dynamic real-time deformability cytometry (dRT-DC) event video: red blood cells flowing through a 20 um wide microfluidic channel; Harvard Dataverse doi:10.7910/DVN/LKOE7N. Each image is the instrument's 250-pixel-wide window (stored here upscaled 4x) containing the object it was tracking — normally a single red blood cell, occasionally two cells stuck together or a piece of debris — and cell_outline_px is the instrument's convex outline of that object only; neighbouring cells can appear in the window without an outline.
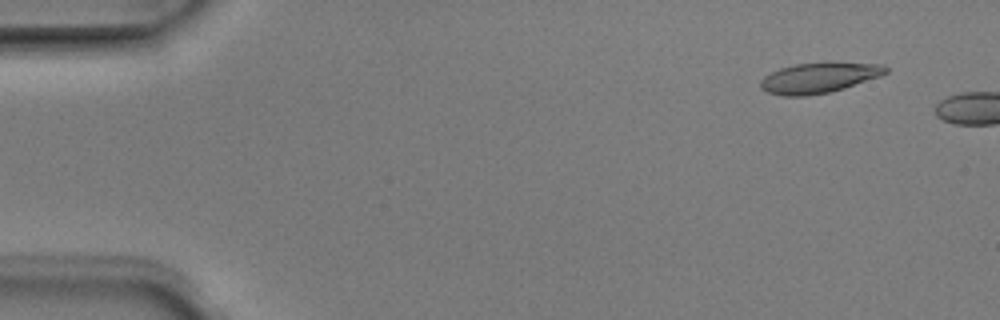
{"species": "Egyptian fruit bat (a non-hibernating species)", "species_latin": "Rousettus aegyptiacus", "temperature_condition": "room temperature", "stored_images_in_passage": 2, "camera_frame_rate_fps": 3000, "um_per_image_px": 0.085, "animal": {"sex": "male"}, "frame": {"image": 1, "passage_image": 1, "time_ms": 0.0, "image_size_px": [1000, 320], "cell_outline_px": [[888, 72], [880, 76], [844, 88], [828, 92], [804, 96], [784, 96], [768, 92], [760, 88], [760, 80], [764, 76], [780, 68], [796, 64], [884, 64], [888, 68]], "centroid_in_image_um": [69.57, 6.64], "position_along_channel_um": 15.4, "area_um2": 21.44}}